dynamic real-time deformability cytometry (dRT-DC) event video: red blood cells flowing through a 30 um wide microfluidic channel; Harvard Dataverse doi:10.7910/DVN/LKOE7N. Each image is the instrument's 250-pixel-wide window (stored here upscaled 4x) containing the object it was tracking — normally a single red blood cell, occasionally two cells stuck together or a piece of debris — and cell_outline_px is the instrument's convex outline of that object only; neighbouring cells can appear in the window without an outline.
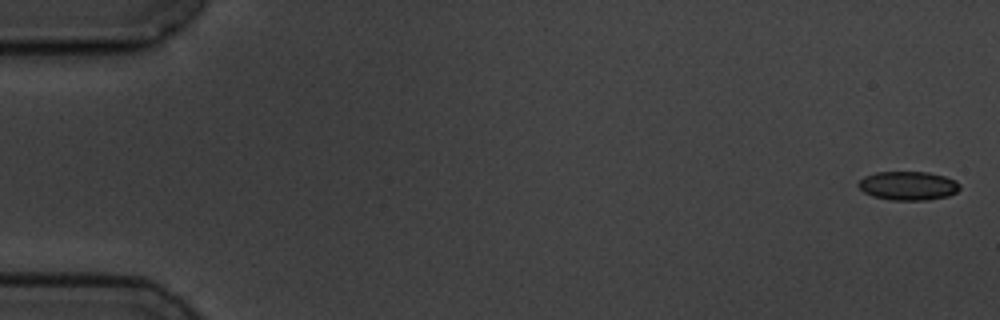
{"species": "common noctule bat (a hibernating species)", "species_latin": "Nyctalus noctula", "temperature_condition": "cold", "stored_images_in_passage": 15, "camera_frame_rate_fps": 3000, "um_per_image_px": 0.085, "animal": {"sex": "male", "body_mass_g": 19.5, "forearm_length_mm": 54.6}, "frame": {"image": 1, "passage_image": 1, "time_ms": 0.0, "image_size_px": [1000, 320], "cell_outline_px": [[960, 188], [956, 192], [948, 196], [928, 200], [892, 200], [872, 196], [864, 192], [856, 184], [864, 176], [876, 172], [928, 172], [944, 176], [956, 180], [960, 184]], "centroid_in_image_um": [77.19, 15.79], "position_along_channel_um": 7.8, "area_um2": 17.11}}
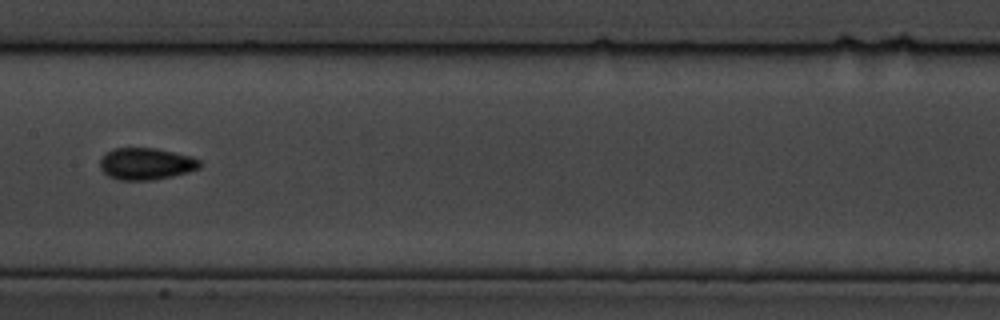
{"frame": {"image": 2, "passage_image": 8, "time_ms": 9.333, "image_size_px": [1000, 320], "cell_outline_px": [[200, 168], [188, 172], [172, 176], [152, 180], [120, 180], [108, 176], [100, 168], [100, 160], [112, 148], [156, 148], [188, 156], [200, 160]], "centroid_in_image_um": [12.4, 13.93], "position_along_channel_um": 195.0, "area_um2": 18.32}}
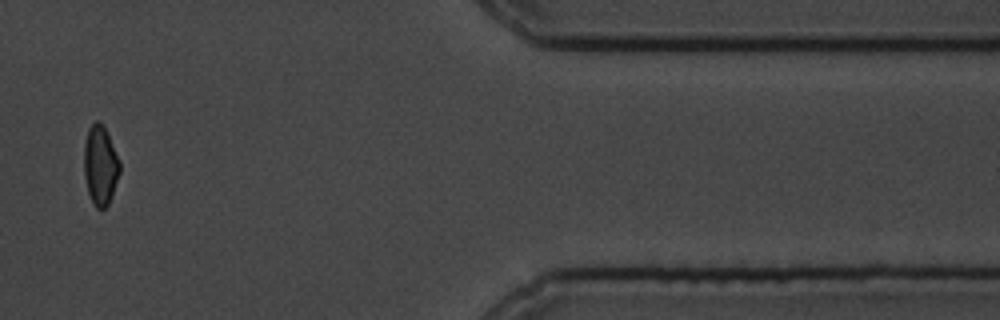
{"frame": {"image": 3, "passage_image": 14, "time_ms": 16.333, "image_size_px": [1000, 320], "cell_outline_px": [[120, 172], [108, 204], [104, 208], [96, 208], [88, 192], [84, 176], [84, 144], [88, 128], [96, 120], [100, 120], [120, 160]], "centroid_in_image_um": [8.51, 14.03], "position_along_channel_um": 402.9, "area_um2": 16.36}, "authors_computed_cell_mechanics": {"area_um2": 17.3978, "velocity_mm_per_s": 3.548, "shape_relaxation_time_tau1_ms": 5.6445, "shape_relaxation_time_tau2_ms": 3.0643, "deformation_change_tau1": 0.0926, "deformation_change_tau2": 0.068}}